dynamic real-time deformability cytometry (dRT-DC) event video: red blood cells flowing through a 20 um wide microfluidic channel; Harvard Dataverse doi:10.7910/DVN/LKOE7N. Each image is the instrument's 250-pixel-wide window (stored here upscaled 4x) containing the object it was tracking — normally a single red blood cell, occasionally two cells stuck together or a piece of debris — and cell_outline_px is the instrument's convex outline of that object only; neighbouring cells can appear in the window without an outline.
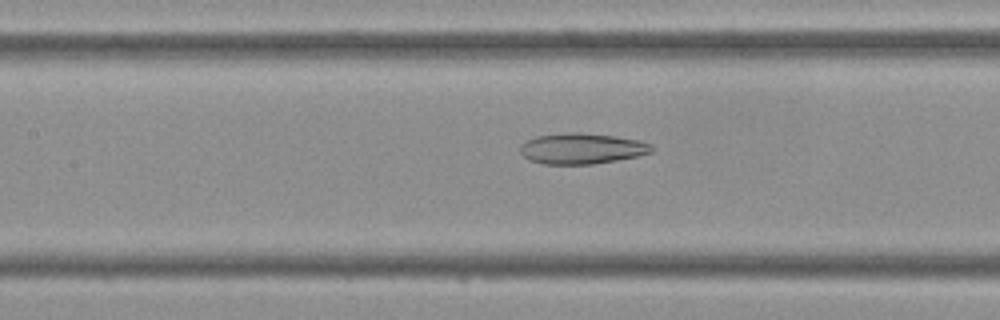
{"species": "Egyptian fruit bat (a non-hibernating species)", "species_latin": "Rousettus aegyptiacus", "temperature_condition": "cold", "stored_images_in_passage": 45, "camera_frame_rate_fps": 3000, "um_per_image_px": 0.085, "frame": {"image": 1, "passage_image": 20, "time_ms": 6.333, "image_size_px": [1000, 320], "cell_outline_px": [[652, 152], [636, 156], [616, 160], [592, 164], [544, 164], [528, 160], [520, 152], [520, 144], [536, 136], [568, 132], [580, 132], [616, 136], [640, 140], [652, 144]], "centroid_in_image_um": [49.44, 12.62], "position_along_channel_um": 158.0, "area_um2": 23.64}}
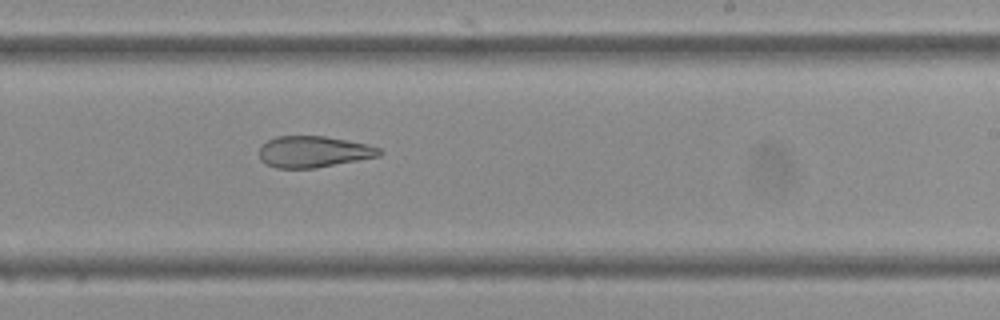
{"frame": {"image": 2, "passage_image": 27, "time_ms": 8.667, "image_size_px": [1000, 320], "cell_outline_px": [[384, 152], [380, 156], [316, 168], [276, 168], [260, 160], [260, 148], [268, 140], [276, 136], [324, 136], [348, 140], [368, 144], [380, 148]], "centroid_in_image_um": [26.69, 12.89], "position_along_channel_um": 262.3, "area_um2": 21.96}}
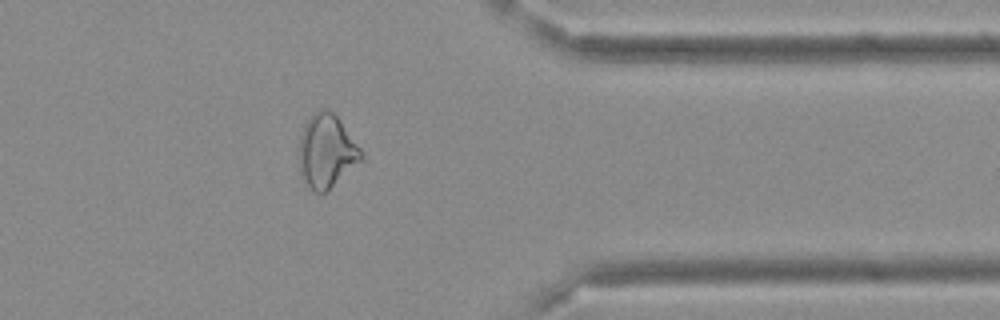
{"frame": {"image": 3, "passage_image": 36, "time_ms": 11.667, "image_size_px": [1000, 320], "cell_outline_px": [[364, 156], [360, 160], [320, 196], [300, 176], [296, 160], [296, 152], [300, 136], [304, 124], [312, 112], [324, 108], [332, 112], [336, 116], [364, 152]], "centroid_in_image_um": [27.67, 12.82], "position_along_channel_um": 383.7, "area_um2": 26.7}}